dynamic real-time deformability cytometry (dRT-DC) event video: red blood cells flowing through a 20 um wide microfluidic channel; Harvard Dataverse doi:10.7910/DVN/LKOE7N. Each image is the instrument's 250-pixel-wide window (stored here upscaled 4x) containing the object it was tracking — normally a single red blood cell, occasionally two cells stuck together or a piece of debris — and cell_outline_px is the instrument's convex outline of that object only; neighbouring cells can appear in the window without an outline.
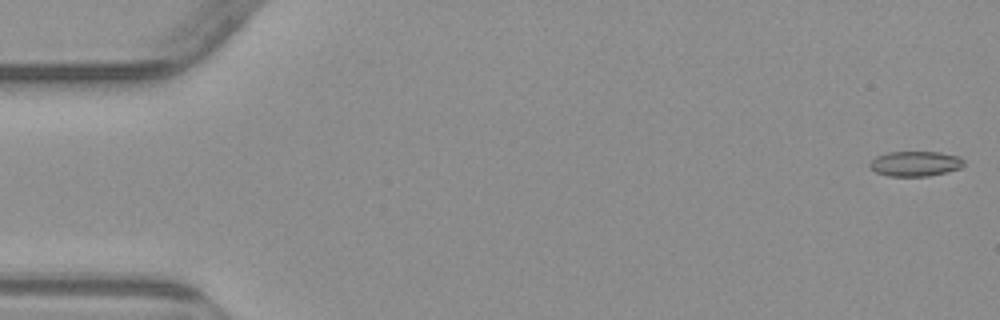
{"species": "common noctule bat (a hibernating species)", "species_latin": "Nyctalus noctula", "temperature_condition": "warm", "stored_images_in_passage": 5, "camera_frame_rate_fps": 3000, "um_per_image_px": 0.085, "animal": {"sex": "male", "body_mass_g": 23.1, "forearm_length_mm": 52.7}, "frame": {"image": 1, "passage_image": 1, "time_ms": 0.0, "image_size_px": [1000, 320], "cell_outline_px": [[964, 164], [960, 168], [928, 176], [888, 176], [876, 172], [868, 164], [876, 156], [888, 152], [940, 152], [960, 156], [964, 160]], "centroid_in_image_um": [77.8, 13.9], "position_along_channel_um": 7.2, "area_um2": 13.7}}
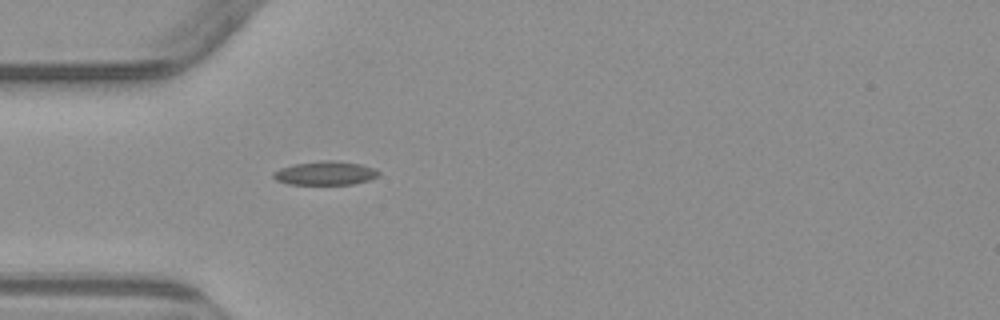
{"frame": {"image": 2, "passage_image": 5, "time_ms": 5.0, "image_size_px": [1000, 320], "cell_outline_px": [[380, 176], [368, 180], [352, 184], [288, 184], [276, 180], [272, 176], [272, 172], [280, 168], [296, 164], [320, 160], [332, 160], [360, 164], [376, 168], [380, 172]], "centroid_in_image_um": [27.66, 14.71], "position_along_channel_um": 57.3, "area_um2": 14.62}}